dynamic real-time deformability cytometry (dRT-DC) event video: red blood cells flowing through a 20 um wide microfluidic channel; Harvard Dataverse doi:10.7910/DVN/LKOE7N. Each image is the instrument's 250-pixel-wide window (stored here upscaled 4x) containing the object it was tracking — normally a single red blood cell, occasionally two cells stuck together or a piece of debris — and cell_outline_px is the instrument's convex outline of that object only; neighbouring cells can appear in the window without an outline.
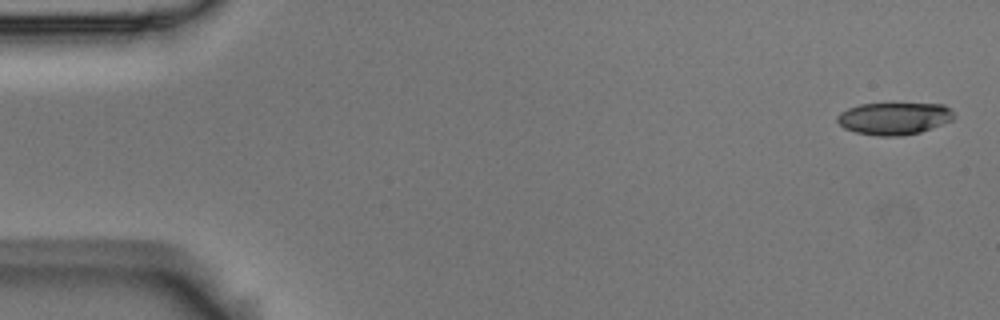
{"species": "Egyptian fruit bat (a non-hibernating species)", "species_latin": "Rousettus aegyptiacus", "temperature_condition": "room temperature", "stored_images_in_passage": 5, "camera_frame_rate_fps": 3000, "um_per_image_px": 0.085, "animal": {"sex": "male"}, "frame": {"image": 1, "passage_image": 1, "time_ms": 0.0, "image_size_px": [1000, 320], "cell_outline_px": [[956, 116], [952, 120], [920, 132], [900, 136], [880, 136], [856, 132], [844, 128], [836, 120], [836, 116], [840, 112], [848, 108], [860, 104], [944, 104]], "centroid_in_image_um": [75.98, 10.07], "position_along_channel_um": 9.0, "area_um2": 21.73}}
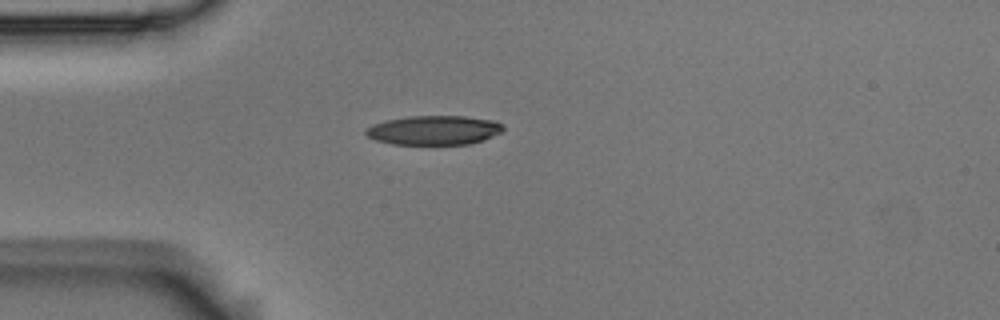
{"frame": {"image": 2, "passage_image": 4, "time_ms": 1.0, "image_size_px": [1000, 320], "cell_outline_px": [[504, 128], [500, 132], [484, 140], [468, 144], [392, 144], [376, 140], [368, 136], [364, 132], [372, 124], [388, 120], [408, 116], [464, 116], [496, 120]], "centroid_in_image_um": [36.9, 11.06], "position_along_channel_um": 48.1, "area_um2": 23.29}}